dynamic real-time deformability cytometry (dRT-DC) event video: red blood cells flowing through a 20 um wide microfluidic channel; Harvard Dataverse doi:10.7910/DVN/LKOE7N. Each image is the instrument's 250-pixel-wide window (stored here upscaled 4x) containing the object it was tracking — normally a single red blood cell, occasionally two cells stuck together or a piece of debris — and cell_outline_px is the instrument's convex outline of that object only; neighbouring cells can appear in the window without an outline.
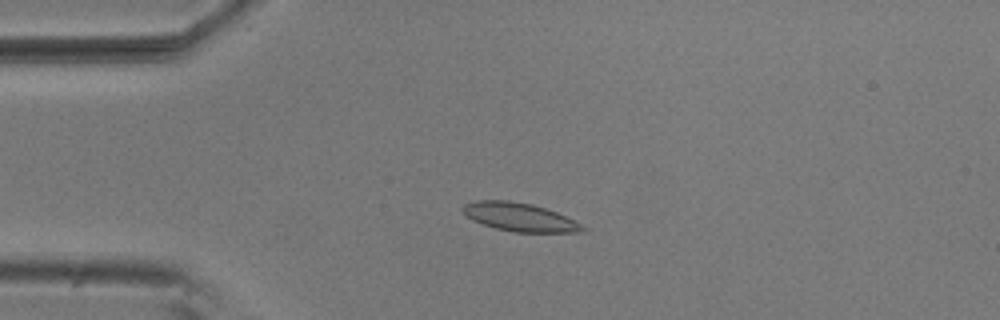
{"species": "common noctule bat (a hibernating species)", "species_latin": "Nyctalus noctula", "temperature_condition": "room temperature", "stored_images_in_passage": 9, "camera_frame_rate_fps": 3000, "um_per_image_px": 0.085, "animal": {"sex": "male", "body_mass_g": 20.5, "forearm_length_mm": 52.5}, "frame": {"image": 1, "passage_image": 3, "time_ms": 0.667, "image_size_px": [1000, 320], "cell_outline_px": [[588, 232], [512, 232], [496, 228], [472, 220], [460, 208], [464, 204], [476, 200], [508, 200], [532, 204], [556, 212], [588, 228]], "centroid_in_image_um": [44.17, 18.45], "position_along_channel_um": 40.8, "area_um2": 19.71}}
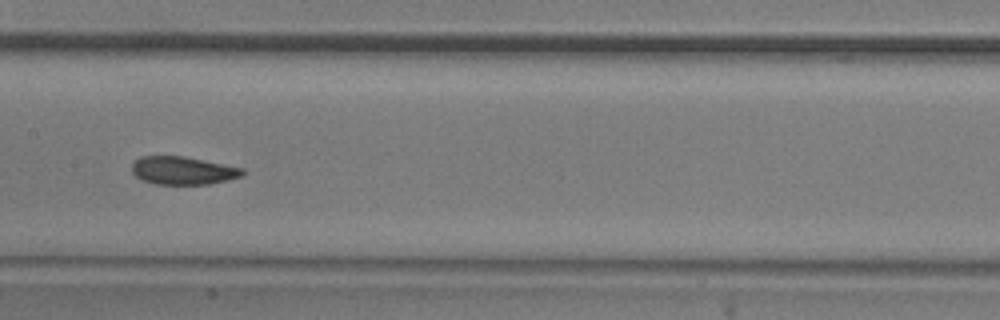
{"frame": {"image": 2, "passage_image": 7, "time_ms": 2.0, "image_size_px": [1000, 320], "cell_outline_px": [[244, 176], [228, 180], [208, 184], [156, 184], [144, 180], [136, 176], [132, 172], [132, 164], [140, 156], [184, 156], [244, 168]], "centroid_in_image_um": [15.58, 14.49], "position_along_channel_um": 191.8, "area_um2": 18.03}}
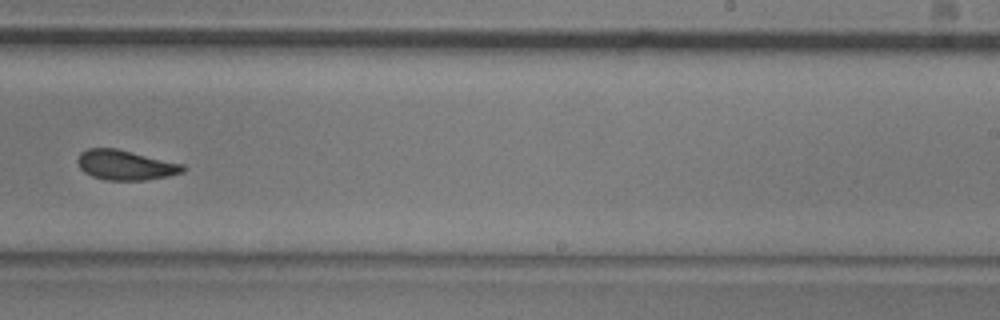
{"frame": {"image": 3, "passage_image": 9, "time_ms": 2.667, "image_size_px": [1000, 320], "cell_outline_px": [[184, 172], [168, 176], [144, 180], [104, 180], [92, 176], [84, 172], [80, 168], [76, 160], [80, 152], [88, 148], [116, 148], [184, 164]], "centroid_in_image_um": [10.63, 14.03], "position_along_channel_um": 278.4, "area_um2": 18.38}}